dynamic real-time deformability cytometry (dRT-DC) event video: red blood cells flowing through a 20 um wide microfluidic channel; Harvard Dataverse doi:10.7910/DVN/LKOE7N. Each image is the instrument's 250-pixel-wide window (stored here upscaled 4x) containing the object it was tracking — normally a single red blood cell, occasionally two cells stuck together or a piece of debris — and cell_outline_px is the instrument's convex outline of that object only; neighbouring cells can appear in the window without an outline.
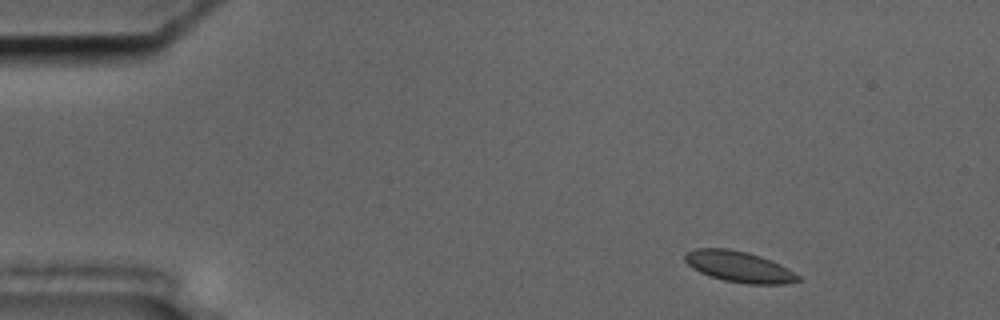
{"species": "common noctule bat (a hibernating species)", "species_latin": "Nyctalus noctula", "temperature_condition": "cold", "stored_images_in_passage": 51, "camera_frame_rate_fps": 3000, "um_per_image_px": 0.085, "animal": {"sex": "male", "body_mass_g": 17.5, "forearm_length_mm": 52.3}, "frame": {"image": 1, "passage_image": 2, "time_ms": 0.333, "image_size_px": [1000, 320], "cell_outline_px": [[800, 280], [784, 284], [748, 284], [724, 280], [700, 272], [692, 268], [684, 260], [684, 256], [688, 252], [696, 248], [728, 248], [760, 256], [780, 264], [788, 268], [800, 276]], "centroid_in_image_um": [62.82, 22.67], "position_along_channel_um": 22.2, "area_um2": 20.17}}
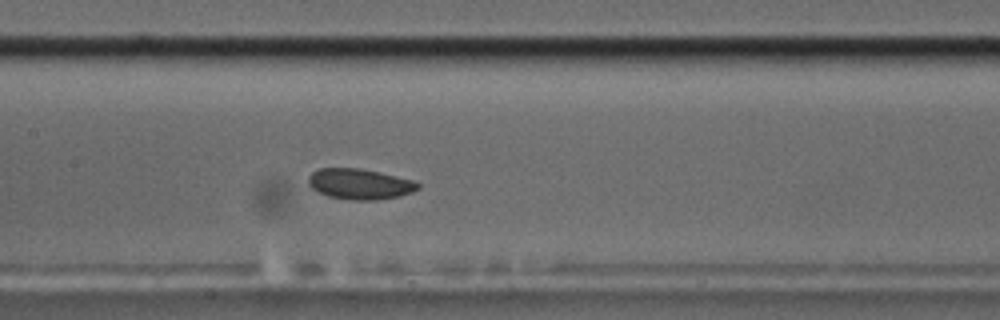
{"frame": {"image": 2, "passage_image": 22, "time_ms": 7.0, "image_size_px": [1000, 320], "cell_outline_px": [[420, 188], [412, 192], [400, 196], [376, 200], [352, 200], [328, 196], [316, 192], [308, 184], [308, 176], [312, 172], [320, 168], [360, 168], [380, 172], [416, 180], [420, 184]], "centroid_in_image_um": [30.6, 15.64], "position_along_channel_um": 176.8, "area_um2": 19.83}}
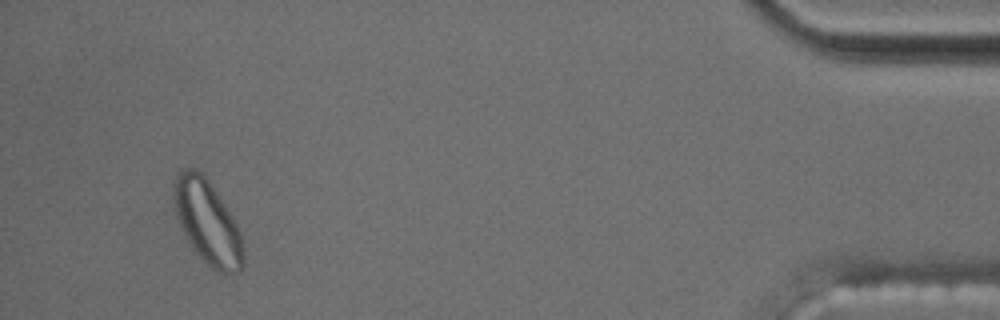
{"frame": {"image": 3, "passage_image": 48, "time_ms": 15.667, "image_size_px": [1000, 320], "cell_outline_px": [[244, 268], [240, 272], [220, 272], [212, 268], [192, 248], [176, 216], [172, 184], [176, 176], [184, 168], [196, 168], [204, 172], [212, 184], [232, 216], [240, 232], [244, 252]], "centroid_in_image_um": [17.64, 18.84], "position_along_channel_um": 417.6, "area_um2": 33.93}}